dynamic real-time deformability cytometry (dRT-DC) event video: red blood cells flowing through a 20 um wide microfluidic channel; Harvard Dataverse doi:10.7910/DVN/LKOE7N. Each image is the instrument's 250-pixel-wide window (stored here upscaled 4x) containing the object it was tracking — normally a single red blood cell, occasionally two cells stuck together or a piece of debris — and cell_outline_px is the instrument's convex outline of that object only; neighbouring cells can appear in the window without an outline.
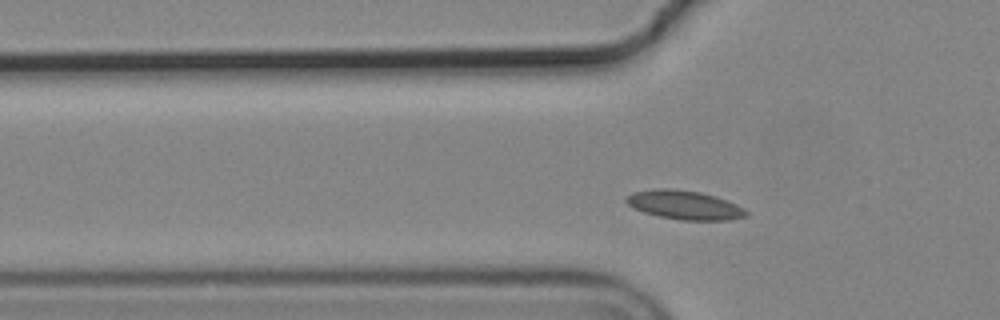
{"species": "common noctule bat (a hibernating species)", "species_latin": "Nyctalus noctula", "temperature_condition": "cold", "stored_images_in_passage": 39, "camera_frame_rate_fps": 3000, "um_per_image_px": 0.085, "animal": {"sex": "male", "body_mass_g": 19.2, "forearm_length_mm": 51.8}, "frame": {"image": 1, "passage_image": 8, "time_ms": 2.333, "image_size_px": [1000, 320], "cell_outline_px": [[748, 216], [728, 220], [680, 220], [660, 216], [644, 212], [632, 208], [624, 200], [632, 192], [656, 188], [668, 188], [700, 192], [716, 196], [736, 204], [744, 208], [748, 212]], "centroid_in_image_um": [58.18, 17.42], "position_along_channel_um": 67.6, "area_um2": 20.23}}
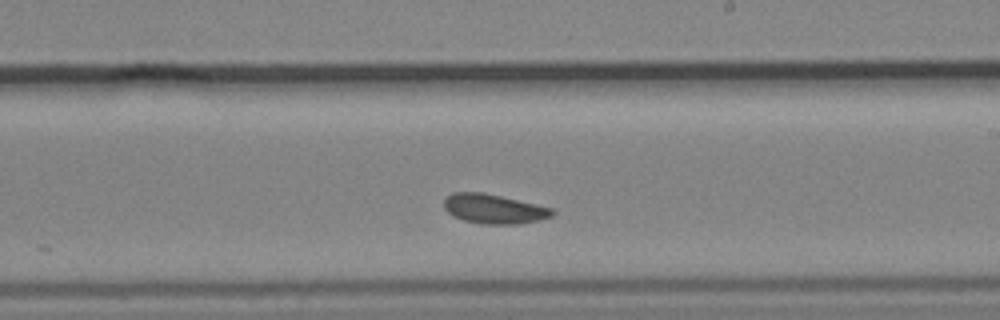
{"frame": {"image": 2, "passage_image": 23, "time_ms": 7.333, "image_size_px": [1000, 320], "cell_outline_px": [[556, 212], [552, 216], [540, 220], [520, 224], [484, 224], [464, 220], [452, 216], [444, 208], [444, 200], [452, 192], [480, 192], [500, 196], [536, 204], [552, 208]], "centroid_in_image_um": [41.99, 17.76], "position_along_channel_um": 247.0, "area_um2": 18.55}}
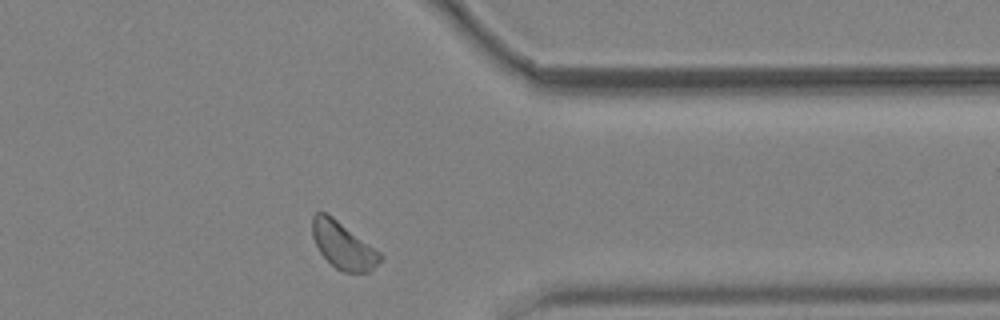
{"frame": {"image": 3, "passage_image": 35, "time_ms": 11.333, "image_size_px": [1000, 320], "cell_outline_px": [[384, 260], [368, 272], [344, 272], [336, 268], [320, 252], [312, 236], [312, 216], [316, 212], [324, 212], [332, 216], [380, 252], [384, 256]], "centroid_in_image_um": [29.18, 20.86], "position_along_channel_um": 382.2, "area_um2": 18.38}, "authors_computed_cell_mechanics": {"area_um2": 18.4382, "velocity_mm_per_s": 3.6054, "shape_relaxation_time_tau1_ms": 1.8312, "shape_relaxation_time_tau2_ms": 4.3006, "deformation_change_tau1": 0.0595, "deformation_change_tau2": 0.0655}}